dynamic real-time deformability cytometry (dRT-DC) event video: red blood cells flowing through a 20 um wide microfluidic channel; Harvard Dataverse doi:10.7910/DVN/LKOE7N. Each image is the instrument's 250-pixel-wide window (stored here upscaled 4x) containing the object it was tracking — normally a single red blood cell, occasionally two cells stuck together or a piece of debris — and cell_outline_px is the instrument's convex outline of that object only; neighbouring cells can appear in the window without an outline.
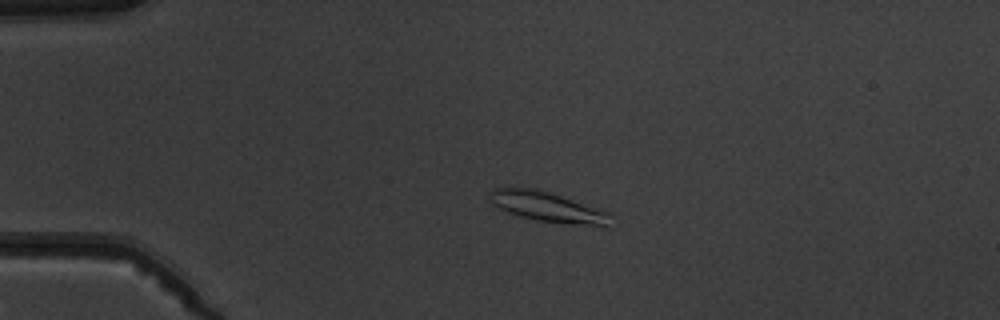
{"species": "common noctule bat (a hibernating species)", "species_latin": "Nyctalus noctula", "temperature_condition": "warm", "stored_images_in_passage": 4, "camera_frame_rate_fps": 3000, "um_per_image_px": 0.085, "animal": {"sex": "male", "body_mass_g": 19.5, "forearm_length_mm": 54.6}, "frame": {"image": 1, "passage_image": 3, "time_ms": 2.333, "image_size_px": [1000, 320], "cell_outline_px": [[612, 216], [608, 228], [564, 224], [536, 220], [520, 216], [508, 212], [492, 204], [488, 200], [488, 196], [496, 188], [536, 188], [608, 212]], "centroid_in_image_um": [46.6, 17.63], "position_along_channel_um": 38.4, "area_um2": 21.15}}